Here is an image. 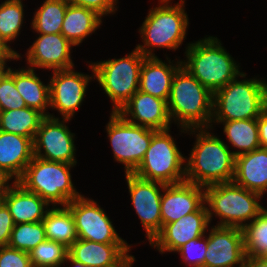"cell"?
<instances>
[{
	"label": "cell",
	"mask_w": 267,
	"mask_h": 267,
	"mask_svg": "<svg viewBox=\"0 0 267 267\" xmlns=\"http://www.w3.org/2000/svg\"><path fill=\"white\" fill-rule=\"evenodd\" d=\"M11 177L7 175L2 169H0V197L6 192V190L11 186L9 181Z\"/></svg>",
	"instance_id": "44"
},
{
	"label": "cell",
	"mask_w": 267,
	"mask_h": 267,
	"mask_svg": "<svg viewBox=\"0 0 267 267\" xmlns=\"http://www.w3.org/2000/svg\"><path fill=\"white\" fill-rule=\"evenodd\" d=\"M207 244L208 236L203 235L202 237L190 240L176 252L180 253L183 262L187 264L186 266L204 267Z\"/></svg>",
	"instance_id": "36"
},
{
	"label": "cell",
	"mask_w": 267,
	"mask_h": 267,
	"mask_svg": "<svg viewBox=\"0 0 267 267\" xmlns=\"http://www.w3.org/2000/svg\"><path fill=\"white\" fill-rule=\"evenodd\" d=\"M246 256L267 255V209L242 228Z\"/></svg>",
	"instance_id": "32"
},
{
	"label": "cell",
	"mask_w": 267,
	"mask_h": 267,
	"mask_svg": "<svg viewBox=\"0 0 267 267\" xmlns=\"http://www.w3.org/2000/svg\"><path fill=\"white\" fill-rule=\"evenodd\" d=\"M233 182L263 196L267 192V148L235 157Z\"/></svg>",
	"instance_id": "23"
},
{
	"label": "cell",
	"mask_w": 267,
	"mask_h": 267,
	"mask_svg": "<svg viewBox=\"0 0 267 267\" xmlns=\"http://www.w3.org/2000/svg\"><path fill=\"white\" fill-rule=\"evenodd\" d=\"M167 106L171 121L178 122L182 133L213 128V94L182 65L174 74Z\"/></svg>",
	"instance_id": "2"
},
{
	"label": "cell",
	"mask_w": 267,
	"mask_h": 267,
	"mask_svg": "<svg viewBox=\"0 0 267 267\" xmlns=\"http://www.w3.org/2000/svg\"><path fill=\"white\" fill-rule=\"evenodd\" d=\"M14 225L8 207L0 199V246H8Z\"/></svg>",
	"instance_id": "39"
},
{
	"label": "cell",
	"mask_w": 267,
	"mask_h": 267,
	"mask_svg": "<svg viewBox=\"0 0 267 267\" xmlns=\"http://www.w3.org/2000/svg\"><path fill=\"white\" fill-rule=\"evenodd\" d=\"M0 267H32L29 253L9 246H0Z\"/></svg>",
	"instance_id": "37"
},
{
	"label": "cell",
	"mask_w": 267,
	"mask_h": 267,
	"mask_svg": "<svg viewBox=\"0 0 267 267\" xmlns=\"http://www.w3.org/2000/svg\"><path fill=\"white\" fill-rule=\"evenodd\" d=\"M159 6L150 9L139 32L143 45L136 48L145 57H155L154 48L177 50L186 38L189 18L185 12V0L170 5L171 0H159Z\"/></svg>",
	"instance_id": "4"
},
{
	"label": "cell",
	"mask_w": 267,
	"mask_h": 267,
	"mask_svg": "<svg viewBox=\"0 0 267 267\" xmlns=\"http://www.w3.org/2000/svg\"><path fill=\"white\" fill-rule=\"evenodd\" d=\"M23 7L22 0H5L0 4V40L15 54L19 53L9 43L17 38L23 26Z\"/></svg>",
	"instance_id": "31"
},
{
	"label": "cell",
	"mask_w": 267,
	"mask_h": 267,
	"mask_svg": "<svg viewBox=\"0 0 267 267\" xmlns=\"http://www.w3.org/2000/svg\"><path fill=\"white\" fill-rule=\"evenodd\" d=\"M46 239L63 244L69 248L77 239L78 234L71 211L66 206L49 209L44 219Z\"/></svg>",
	"instance_id": "27"
},
{
	"label": "cell",
	"mask_w": 267,
	"mask_h": 267,
	"mask_svg": "<svg viewBox=\"0 0 267 267\" xmlns=\"http://www.w3.org/2000/svg\"><path fill=\"white\" fill-rule=\"evenodd\" d=\"M67 262L70 263L72 267H91V266L84 265L81 262H78V261L72 259L69 255H67L64 264Z\"/></svg>",
	"instance_id": "46"
},
{
	"label": "cell",
	"mask_w": 267,
	"mask_h": 267,
	"mask_svg": "<svg viewBox=\"0 0 267 267\" xmlns=\"http://www.w3.org/2000/svg\"><path fill=\"white\" fill-rule=\"evenodd\" d=\"M44 117L41 112L29 107L0 111V130L34 139Z\"/></svg>",
	"instance_id": "29"
},
{
	"label": "cell",
	"mask_w": 267,
	"mask_h": 267,
	"mask_svg": "<svg viewBox=\"0 0 267 267\" xmlns=\"http://www.w3.org/2000/svg\"><path fill=\"white\" fill-rule=\"evenodd\" d=\"M209 231L204 267H244L242 228L216 225Z\"/></svg>",
	"instance_id": "15"
},
{
	"label": "cell",
	"mask_w": 267,
	"mask_h": 267,
	"mask_svg": "<svg viewBox=\"0 0 267 267\" xmlns=\"http://www.w3.org/2000/svg\"><path fill=\"white\" fill-rule=\"evenodd\" d=\"M45 240L46 234L42 221L19 223L14 225L8 246L29 252Z\"/></svg>",
	"instance_id": "33"
},
{
	"label": "cell",
	"mask_w": 267,
	"mask_h": 267,
	"mask_svg": "<svg viewBox=\"0 0 267 267\" xmlns=\"http://www.w3.org/2000/svg\"><path fill=\"white\" fill-rule=\"evenodd\" d=\"M204 191L209 222L213 215L218 216L217 226L243 228L265 209L259 202L261 194L233 181L204 187Z\"/></svg>",
	"instance_id": "5"
},
{
	"label": "cell",
	"mask_w": 267,
	"mask_h": 267,
	"mask_svg": "<svg viewBox=\"0 0 267 267\" xmlns=\"http://www.w3.org/2000/svg\"><path fill=\"white\" fill-rule=\"evenodd\" d=\"M244 267H267V260L264 257L246 256Z\"/></svg>",
	"instance_id": "43"
},
{
	"label": "cell",
	"mask_w": 267,
	"mask_h": 267,
	"mask_svg": "<svg viewBox=\"0 0 267 267\" xmlns=\"http://www.w3.org/2000/svg\"><path fill=\"white\" fill-rule=\"evenodd\" d=\"M71 119L45 116L33 139L34 156L54 162L76 165L75 134L65 124ZM43 149V150H42ZM44 153H42V151Z\"/></svg>",
	"instance_id": "11"
},
{
	"label": "cell",
	"mask_w": 267,
	"mask_h": 267,
	"mask_svg": "<svg viewBox=\"0 0 267 267\" xmlns=\"http://www.w3.org/2000/svg\"><path fill=\"white\" fill-rule=\"evenodd\" d=\"M67 1L70 4L82 6L84 8L93 10L101 17L115 13V11L118 8L116 6L118 0H67Z\"/></svg>",
	"instance_id": "38"
},
{
	"label": "cell",
	"mask_w": 267,
	"mask_h": 267,
	"mask_svg": "<svg viewBox=\"0 0 267 267\" xmlns=\"http://www.w3.org/2000/svg\"><path fill=\"white\" fill-rule=\"evenodd\" d=\"M0 199L8 207L14 224L40 222L50 209V205L44 199L26 190L17 181H13Z\"/></svg>",
	"instance_id": "20"
},
{
	"label": "cell",
	"mask_w": 267,
	"mask_h": 267,
	"mask_svg": "<svg viewBox=\"0 0 267 267\" xmlns=\"http://www.w3.org/2000/svg\"><path fill=\"white\" fill-rule=\"evenodd\" d=\"M28 253L32 267H61L68 255V248L46 239Z\"/></svg>",
	"instance_id": "34"
},
{
	"label": "cell",
	"mask_w": 267,
	"mask_h": 267,
	"mask_svg": "<svg viewBox=\"0 0 267 267\" xmlns=\"http://www.w3.org/2000/svg\"><path fill=\"white\" fill-rule=\"evenodd\" d=\"M128 250L119 260H117L113 265L108 267H132V264L135 261V257Z\"/></svg>",
	"instance_id": "42"
},
{
	"label": "cell",
	"mask_w": 267,
	"mask_h": 267,
	"mask_svg": "<svg viewBox=\"0 0 267 267\" xmlns=\"http://www.w3.org/2000/svg\"><path fill=\"white\" fill-rule=\"evenodd\" d=\"M161 197L162 226L198 211L205 204L204 187L183 181L166 184Z\"/></svg>",
	"instance_id": "18"
},
{
	"label": "cell",
	"mask_w": 267,
	"mask_h": 267,
	"mask_svg": "<svg viewBox=\"0 0 267 267\" xmlns=\"http://www.w3.org/2000/svg\"><path fill=\"white\" fill-rule=\"evenodd\" d=\"M69 2L67 0H45L34 13L31 28L37 34L61 33L65 11Z\"/></svg>",
	"instance_id": "30"
},
{
	"label": "cell",
	"mask_w": 267,
	"mask_h": 267,
	"mask_svg": "<svg viewBox=\"0 0 267 267\" xmlns=\"http://www.w3.org/2000/svg\"><path fill=\"white\" fill-rule=\"evenodd\" d=\"M132 205L146 230L149 243L162 229L161 197L166 184L126 173Z\"/></svg>",
	"instance_id": "13"
},
{
	"label": "cell",
	"mask_w": 267,
	"mask_h": 267,
	"mask_svg": "<svg viewBox=\"0 0 267 267\" xmlns=\"http://www.w3.org/2000/svg\"><path fill=\"white\" fill-rule=\"evenodd\" d=\"M212 123H222L223 132L227 140L238 151H233L235 157L254 151L261 147L259 142V131L257 119H244L233 121H211Z\"/></svg>",
	"instance_id": "28"
},
{
	"label": "cell",
	"mask_w": 267,
	"mask_h": 267,
	"mask_svg": "<svg viewBox=\"0 0 267 267\" xmlns=\"http://www.w3.org/2000/svg\"><path fill=\"white\" fill-rule=\"evenodd\" d=\"M26 52L28 68L67 70L74 68L71 49L74 46L61 33L38 34Z\"/></svg>",
	"instance_id": "17"
},
{
	"label": "cell",
	"mask_w": 267,
	"mask_h": 267,
	"mask_svg": "<svg viewBox=\"0 0 267 267\" xmlns=\"http://www.w3.org/2000/svg\"><path fill=\"white\" fill-rule=\"evenodd\" d=\"M163 62L157 56L145 57L140 68L139 90L154 97L168 101L172 80L177 69L182 65L178 60L176 64Z\"/></svg>",
	"instance_id": "22"
},
{
	"label": "cell",
	"mask_w": 267,
	"mask_h": 267,
	"mask_svg": "<svg viewBox=\"0 0 267 267\" xmlns=\"http://www.w3.org/2000/svg\"><path fill=\"white\" fill-rule=\"evenodd\" d=\"M26 68L14 70L16 89L25 100L27 107L38 110L44 116H50L51 114L46 112V109L50 108L49 83L44 84L35 74L34 69Z\"/></svg>",
	"instance_id": "26"
},
{
	"label": "cell",
	"mask_w": 267,
	"mask_h": 267,
	"mask_svg": "<svg viewBox=\"0 0 267 267\" xmlns=\"http://www.w3.org/2000/svg\"><path fill=\"white\" fill-rule=\"evenodd\" d=\"M170 128L157 130L143 160L133 172L136 176L164 184H176L185 181V160ZM184 166V167H183Z\"/></svg>",
	"instance_id": "9"
},
{
	"label": "cell",
	"mask_w": 267,
	"mask_h": 267,
	"mask_svg": "<svg viewBox=\"0 0 267 267\" xmlns=\"http://www.w3.org/2000/svg\"><path fill=\"white\" fill-rule=\"evenodd\" d=\"M209 218L206 204L198 211L187 214L169 224H164L161 231L150 242L161 254L176 252L192 239L202 237L209 230Z\"/></svg>",
	"instance_id": "16"
},
{
	"label": "cell",
	"mask_w": 267,
	"mask_h": 267,
	"mask_svg": "<svg viewBox=\"0 0 267 267\" xmlns=\"http://www.w3.org/2000/svg\"><path fill=\"white\" fill-rule=\"evenodd\" d=\"M101 24L102 17L95 11L69 3L65 11L61 34L74 46H78Z\"/></svg>",
	"instance_id": "25"
},
{
	"label": "cell",
	"mask_w": 267,
	"mask_h": 267,
	"mask_svg": "<svg viewBox=\"0 0 267 267\" xmlns=\"http://www.w3.org/2000/svg\"><path fill=\"white\" fill-rule=\"evenodd\" d=\"M72 213L78 239L98 243H127L115 230L104 209L82 195L66 206Z\"/></svg>",
	"instance_id": "12"
},
{
	"label": "cell",
	"mask_w": 267,
	"mask_h": 267,
	"mask_svg": "<svg viewBox=\"0 0 267 267\" xmlns=\"http://www.w3.org/2000/svg\"><path fill=\"white\" fill-rule=\"evenodd\" d=\"M257 125L259 131V142L261 148H267V107L262 114L257 118Z\"/></svg>",
	"instance_id": "40"
},
{
	"label": "cell",
	"mask_w": 267,
	"mask_h": 267,
	"mask_svg": "<svg viewBox=\"0 0 267 267\" xmlns=\"http://www.w3.org/2000/svg\"><path fill=\"white\" fill-rule=\"evenodd\" d=\"M22 58L20 54H15L7 45H5L0 40V62H7L8 59L11 61L12 59Z\"/></svg>",
	"instance_id": "41"
},
{
	"label": "cell",
	"mask_w": 267,
	"mask_h": 267,
	"mask_svg": "<svg viewBox=\"0 0 267 267\" xmlns=\"http://www.w3.org/2000/svg\"><path fill=\"white\" fill-rule=\"evenodd\" d=\"M34 157L33 139L0 130V169L18 181Z\"/></svg>",
	"instance_id": "21"
},
{
	"label": "cell",
	"mask_w": 267,
	"mask_h": 267,
	"mask_svg": "<svg viewBox=\"0 0 267 267\" xmlns=\"http://www.w3.org/2000/svg\"><path fill=\"white\" fill-rule=\"evenodd\" d=\"M266 107V80L236 78L213 94L211 121L257 119Z\"/></svg>",
	"instance_id": "6"
},
{
	"label": "cell",
	"mask_w": 267,
	"mask_h": 267,
	"mask_svg": "<svg viewBox=\"0 0 267 267\" xmlns=\"http://www.w3.org/2000/svg\"><path fill=\"white\" fill-rule=\"evenodd\" d=\"M209 129H188L196 141L185 162V180L207 187L232 182L235 173V156L223 140L209 133ZM208 131V132H207Z\"/></svg>",
	"instance_id": "1"
},
{
	"label": "cell",
	"mask_w": 267,
	"mask_h": 267,
	"mask_svg": "<svg viewBox=\"0 0 267 267\" xmlns=\"http://www.w3.org/2000/svg\"><path fill=\"white\" fill-rule=\"evenodd\" d=\"M117 113L130 123L154 130L169 129L172 123L167 101L140 90Z\"/></svg>",
	"instance_id": "19"
},
{
	"label": "cell",
	"mask_w": 267,
	"mask_h": 267,
	"mask_svg": "<svg viewBox=\"0 0 267 267\" xmlns=\"http://www.w3.org/2000/svg\"><path fill=\"white\" fill-rule=\"evenodd\" d=\"M74 166L34 156L17 182L53 207L59 204L61 207L67 206L71 201L82 196L77 192L71 179L70 170Z\"/></svg>",
	"instance_id": "7"
},
{
	"label": "cell",
	"mask_w": 267,
	"mask_h": 267,
	"mask_svg": "<svg viewBox=\"0 0 267 267\" xmlns=\"http://www.w3.org/2000/svg\"><path fill=\"white\" fill-rule=\"evenodd\" d=\"M27 107L25 100L17 91L14 82V69L3 78L0 84V111L16 110Z\"/></svg>",
	"instance_id": "35"
},
{
	"label": "cell",
	"mask_w": 267,
	"mask_h": 267,
	"mask_svg": "<svg viewBox=\"0 0 267 267\" xmlns=\"http://www.w3.org/2000/svg\"><path fill=\"white\" fill-rule=\"evenodd\" d=\"M145 56L135 48L120 59L92 64L94 78L113 102L112 112L119 109L139 90L140 68Z\"/></svg>",
	"instance_id": "8"
},
{
	"label": "cell",
	"mask_w": 267,
	"mask_h": 267,
	"mask_svg": "<svg viewBox=\"0 0 267 267\" xmlns=\"http://www.w3.org/2000/svg\"><path fill=\"white\" fill-rule=\"evenodd\" d=\"M106 131L114 159L124 164L126 174L138 168L157 130L130 123L119 113L112 112Z\"/></svg>",
	"instance_id": "10"
},
{
	"label": "cell",
	"mask_w": 267,
	"mask_h": 267,
	"mask_svg": "<svg viewBox=\"0 0 267 267\" xmlns=\"http://www.w3.org/2000/svg\"><path fill=\"white\" fill-rule=\"evenodd\" d=\"M88 66L93 76L77 72L73 68L52 71L53 76L49 81L50 108L58 110L62 119H72L84 101L88 83L95 79L92 64Z\"/></svg>",
	"instance_id": "14"
},
{
	"label": "cell",
	"mask_w": 267,
	"mask_h": 267,
	"mask_svg": "<svg viewBox=\"0 0 267 267\" xmlns=\"http://www.w3.org/2000/svg\"><path fill=\"white\" fill-rule=\"evenodd\" d=\"M131 245L127 243H98L77 239L69 248L68 255L84 265L108 267L119 260Z\"/></svg>",
	"instance_id": "24"
},
{
	"label": "cell",
	"mask_w": 267,
	"mask_h": 267,
	"mask_svg": "<svg viewBox=\"0 0 267 267\" xmlns=\"http://www.w3.org/2000/svg\"><path fill=\"white\" fill-rule=\"evenodd\" d=\"M6 65H7L6 62H0V84L3 78L10 72V67L7 68Z\"/></svg>",
	"instance_id": "45"
},
{
	"label": "cell",
	"mask_w": 267,
	"mask_h": 267,
	"mask_svg": "<svg viewBox=\"0 0 267 267\" xmlns=\"http://www.w3.org/2000/svg\"><path fill=\"white\" fill-rule=\"evenodd\" d=\"M217 37H205L186 47V60L181 61L186 68L212 94L225 87L230 81L245 78L239 64L221 46Z\"/></svg>",
	"instance_id": "3"
}]
</instances>
